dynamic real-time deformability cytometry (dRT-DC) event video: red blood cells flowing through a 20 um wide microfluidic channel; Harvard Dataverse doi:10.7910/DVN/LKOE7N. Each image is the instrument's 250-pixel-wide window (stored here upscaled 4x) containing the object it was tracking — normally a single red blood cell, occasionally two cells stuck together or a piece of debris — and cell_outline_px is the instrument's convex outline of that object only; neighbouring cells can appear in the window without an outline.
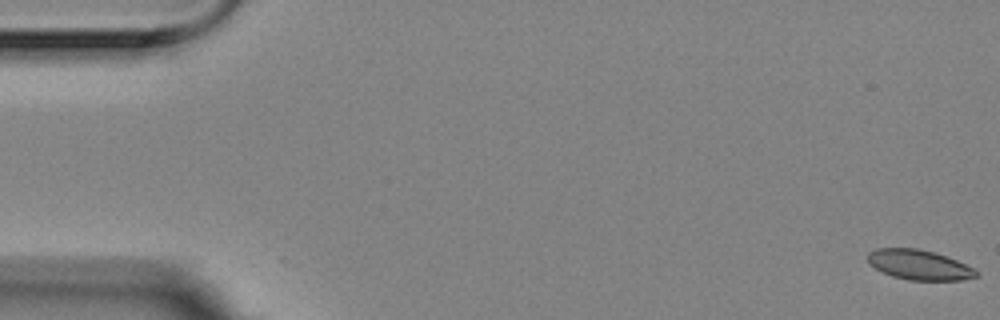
{"species": "Egyptian fruit bat (a non-hibernating species)", "species_latin": "Rousettus aegyptiacus", "temperature_condition": "room temperature", "stored_images_in_passage": 57, "camera_frame_rate_fps": 3000, "um_per_image_px": 0.085, "animal": {"sex": "female"}, "frame": {"image": 1, "passage_image": 1, "time_ms": 0.0, "image_size_px": [1000, 320], "cell_outline_px": [[980, 276], [960, 280], [908, 280], [892, 276], [868, 264], [868, 252], [876, 248], [916, 248], [932, 252], [956, 260], [980, 272]], "centroid_in_image_um": [78.11, 22.51], "position_along_channel_um": 6.9, "area_um2": 18.79}}
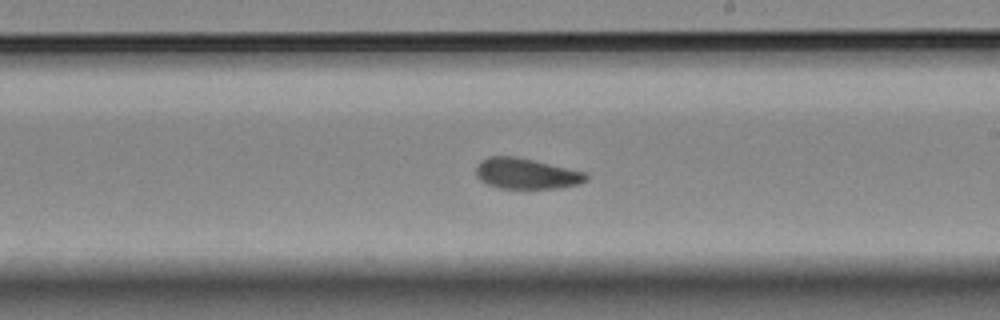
{"frame": {"image": 2, "passage_image": 33, "time_ms": 10.667, "image_size_px": [1000, 320], "cell_outline_px": [[588, 180], [580, 184], [560, 188], [500, 188], [484, 184], [476, 176], [476, 164], [480, 160], [488, 156], [512, 156], [532, 160], [584, 172], [588, 176]], "centroid_in_image_um": [44.68, 14.76], "position_along_channel_um": 244.3, "area_um2": 19.71}}
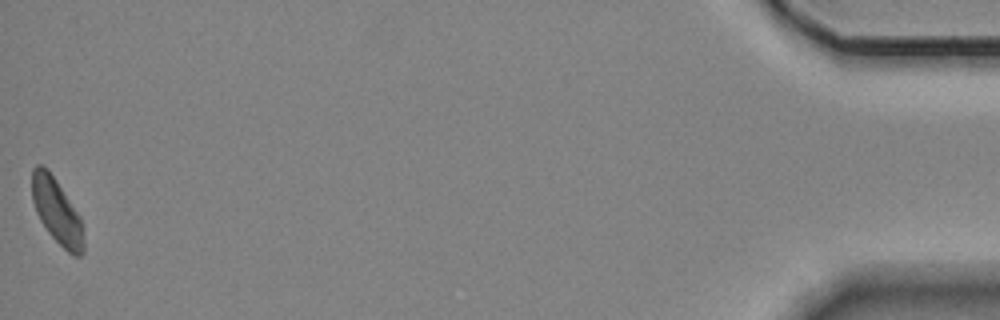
{"frame": {"image": 3, "passage_image": 57, "time_ms": 18.667, "image_size_px": [1000, 320], "cell_outline_px": [[84, 252], [80, 256], [72, 256], [48, 232], [40, 220], [36, 212], [32, 200], [32, 168], [36, 164], [40, 164], [48, 168], [80, 216], [84, 244]], "centroid_in_image_um": [4.82, 17.94], "position_along_channel_um": 430.4, "area_um2": 19.54}, "authors_computed_cell_mechanics": {"area_um2": 19.7098, "velocity_mm_per_s": 3.5154, "shape_relaxation_time_tau1_ms": 6.5233, "shape_relaxation_time_tau2_ms": 3.1369, "deformation_change_tau1": 0.1229, "deformation_change_tau2": 0.0668}}